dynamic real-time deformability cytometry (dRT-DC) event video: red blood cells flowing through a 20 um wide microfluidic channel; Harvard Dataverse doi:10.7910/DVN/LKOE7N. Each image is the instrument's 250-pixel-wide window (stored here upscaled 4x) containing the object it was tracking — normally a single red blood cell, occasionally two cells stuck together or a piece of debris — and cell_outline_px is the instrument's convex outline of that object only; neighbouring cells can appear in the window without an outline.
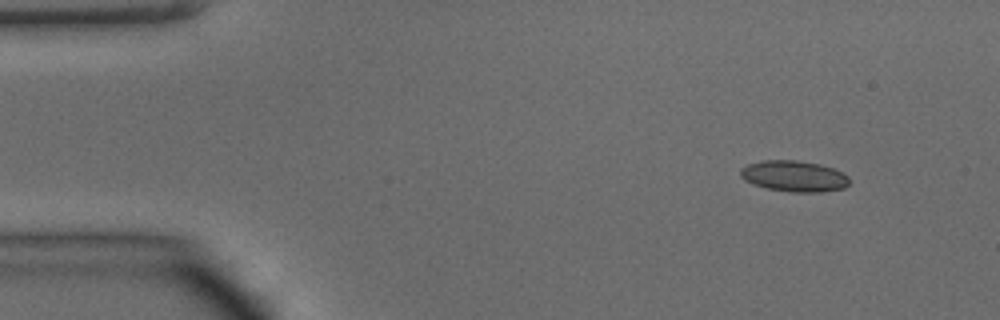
{"species": "common noctule bat (a hibernating species)", "species_latin": "Nyctalus noctula", "temperature_condition": "warm", "stored_images_in_passage": 28, "camera_frame_rate_fps": 3000, "um_per_image_px": 0.085, "animal": {"sex": "male", "body_mass_g": 15.6}, "frame": {"image": 1, "passage_image": 1, "time_ms": 0.0, "image_size_px": [1000, 320], "cell_outline_px": [[848, 184], [844, 188], [820, 192], [792, 192], [768, 188], [752, 184], [744, 180], [740, 176], [740, 168], [748, 164], [764, 160], [796, 160], [820, 164], [832, 168], [848, 176]], "centroid_in_image_um": [67.46, 14.97], "position_along_channel_um": 17.5, "area_um2": 19.59}}
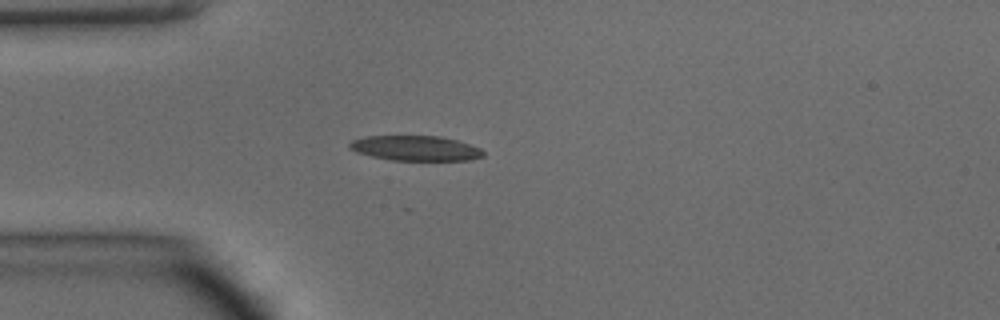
{"frame": {"image": 2, "passage_image": 9, "time_ms": 2.667, "image_size_px": [1000, 320], "cell_outline_px": [[484, 156], [472, 160], [392, 160], [372, 156], [356, 152], [348, 148], [348, 144], [352, 140], [368, 136], [440, 136], [456, 140], [480, 148], [484, 152]], "centroid_in_image_um": [35.31, 12.6], "position_along_channel_um": 49.7, "area_um2": 19.42}}
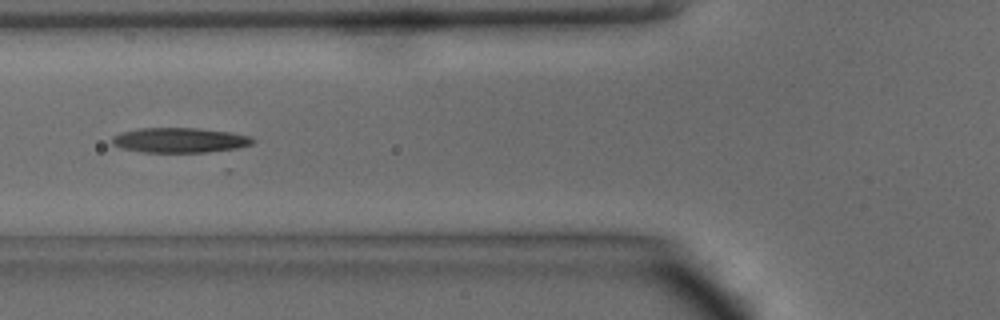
{"frame": {"image": 3, "passage_image": 14, "time_ms": 4.333, "image_size_px": [1000, 320], "cell_outline_px": [[256, 140], [252, 144], [228, 152], [144, 152], [124, 148], [112, 144], [112, 136], [120, 132], [140, 128], [196, 128], [232, 132], [248, 136]], "centroid_in_image_um": [15.36, 11.92], "position_along_channel_um": 110.4, "area_um2": 20.75}}